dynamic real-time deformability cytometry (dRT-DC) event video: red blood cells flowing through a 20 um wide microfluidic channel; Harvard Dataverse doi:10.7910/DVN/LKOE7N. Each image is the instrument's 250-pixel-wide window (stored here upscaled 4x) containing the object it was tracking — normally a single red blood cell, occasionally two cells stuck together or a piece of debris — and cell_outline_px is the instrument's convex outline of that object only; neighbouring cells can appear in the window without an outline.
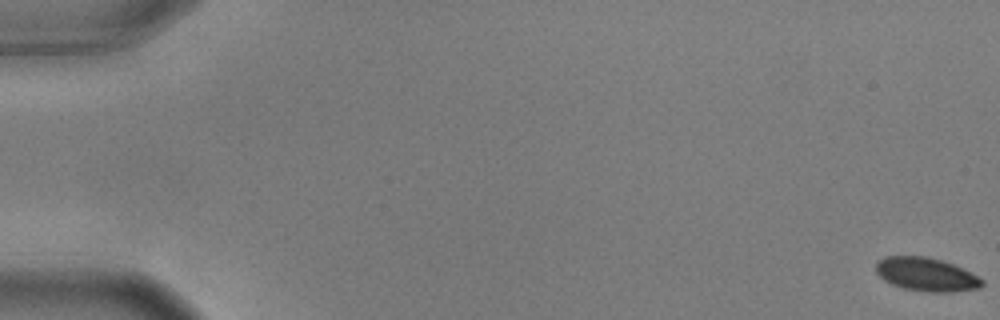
{"species": "common noctule bat (a hibernating species)", "species_latin": "Nyctalus noctula", "temperature_condition": "warm", "stored_images_in_passage": 9, "camera_frame_rate_fps": 3000, "um_per_image_px": 0.085, "animal": {"sex": "male", "body_mass_g": 17.9, "forearm_length_mm": 54.2}, "frame": {"image": 1, "passage_image": 1, "time_ms": 0.0, "image_size_px": [1000, 320], "cell_outline_px": [[984, 284], [980, 288], [952, 292], [928, 292], [904, 288], [892, 284], [884, 280], [876, 272], [876, 260], [884, 256], [924, 256], [940, 260], [952, 264], [984, 280]], "centroid_in_image_um": [78.7, 23.33], "position_along_channel_um": 6.3, "area_um2": 20.58}}